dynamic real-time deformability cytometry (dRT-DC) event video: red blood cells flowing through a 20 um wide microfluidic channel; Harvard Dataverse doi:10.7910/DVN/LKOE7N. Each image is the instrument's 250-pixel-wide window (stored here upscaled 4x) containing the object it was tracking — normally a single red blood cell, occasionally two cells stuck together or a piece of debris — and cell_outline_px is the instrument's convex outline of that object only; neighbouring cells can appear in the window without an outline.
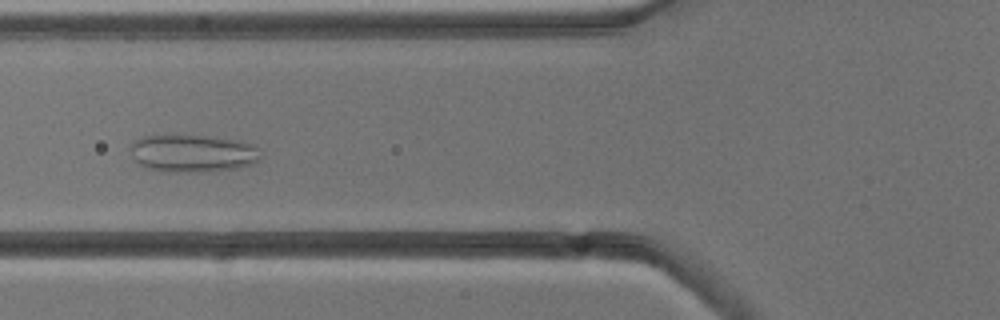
{"species": "common noctule bat (a hibernating species)", "species_latin": "Nyctalus noctula", "temperature_condition": "cold", "stored_images_in_passage": 8, "camera_frame_rate_fps": 3000, "um_per_image_px": 0.085, "animal": {"sex": "male", "body_mass_g": 13.3}, "frame": {"image": 1, "passage_image": 5, "time_ms": 5.667, "image_size_px": [1000, 320], "cell_outline_px": [[260, 160], [252, 164], [236, 168], [200, 172], [160, 172], [144, 168], [132, 160], [132, 144], [140, 136], [216, 136], [236, 140], [252, 144], [256, 148], [260, 156]], "centroid_in_image_um": [16.34, 13.05], "position_along_channel_um": 109.5, "area_um2": 28.61}}